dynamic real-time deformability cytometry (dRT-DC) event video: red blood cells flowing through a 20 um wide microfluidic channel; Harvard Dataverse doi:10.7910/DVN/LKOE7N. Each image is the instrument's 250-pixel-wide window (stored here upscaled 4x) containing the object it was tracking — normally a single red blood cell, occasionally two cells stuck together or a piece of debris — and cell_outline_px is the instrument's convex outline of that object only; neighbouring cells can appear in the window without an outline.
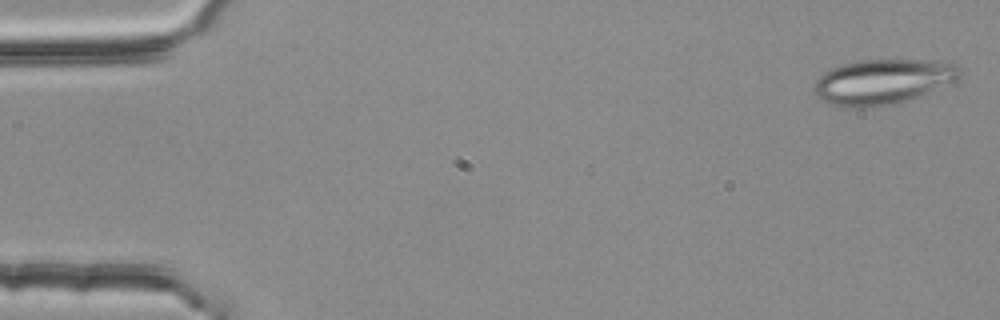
{"species": "common noctule bat (a hibernating species)", "species_latin": "Nyctalus noctula", "temperature_condition": "room temperature", "stored_images_in_passage": 41, "camera_frame_rate_fps": 3000, "um_per_image_px": 0.085, "animal": {"sex": "female", "body_mass_g": 25.1}, "frame": {"image": 1, "passage_image": 1, "time_ms": 0.0, "image_size_px": [1000, 320], "cell_outline_px": [[964, 72], [956, 80], [908, 100], [896, 104], [860, 108], [844, 108], [832, 104], [816, 96], [812, 92], [816, 80], [824, 72], [832, 68], [856, 60], [936, 60], [960, 64], [964, 68]], "centroid_in_image_um": [75.06, 6.93], "position_along_channel_um": 9.9, "area_um2": 38.61}}
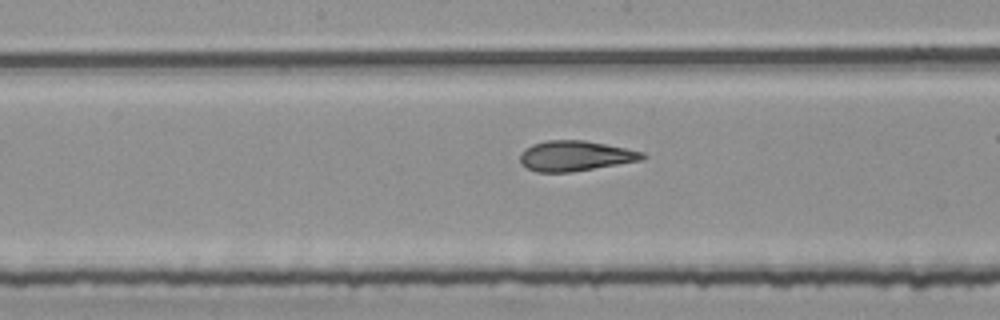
{"frame": {"image": 2, "passage_image": 27, "time_ms": 8.667, "image_size_px": [1000, 320], "cell_outline_px": [[648, 156], [640, 160], [572, 172], [536, 172], [520, 164], [520, 152], [524, 148], [532, 144], [548, 140], [584, 140], [644, 152]], "centroid_in_image_um": [48.85, 13.25], "position_along_channel_um": 199.4, "area_um2": 21.5}}
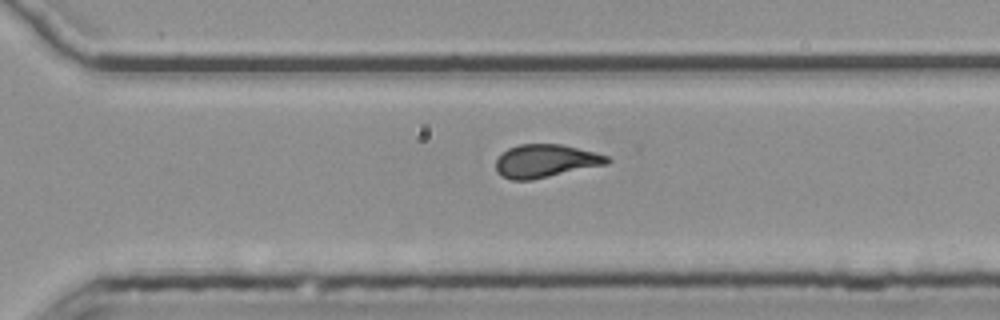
{"frame": {"image": 3, "passage_image": 37, "time_ms": 12.0, "image_size_px": [1000, 320], "cell_outline_px": [[612, 160], [608, 164], [532, 180], [512, 180], [500, 176], [496, 172], [496, 160], [508, 148], [520, 144], [560, 144], [596, 152], [608, 156]], "centroid_in_image_um": [46.38, 13.69], "position_along_channel_um": 324.2, "area_um2": 21.56}}